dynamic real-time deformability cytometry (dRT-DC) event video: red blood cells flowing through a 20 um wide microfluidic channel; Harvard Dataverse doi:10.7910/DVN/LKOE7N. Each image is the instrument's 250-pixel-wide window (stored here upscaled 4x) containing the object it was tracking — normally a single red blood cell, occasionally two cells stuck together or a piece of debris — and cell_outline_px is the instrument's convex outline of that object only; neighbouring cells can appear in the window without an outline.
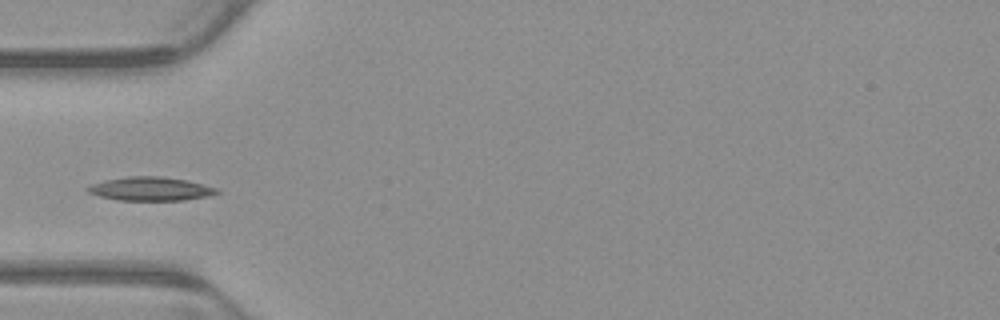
{"species": "common noctule bat (a hibernating species)", "species_latin": "Nyctalus noctula", "temperature_condition": "warm", "stored_images_in_passage": 4, "camera_frame_rate_fps": 3000, "um_per_image_px": 0.085, "animal": {"sex": "male", "body_mass_g": 23.1, "forearm_length_mm": 52.7}, "frame": {"image": 1, "passage_image": 4, "time_ms": 1.0, "image_size_px": [1000, 320], "cell_outline_px": [[220, 192], [208, 196], [184, 200], [120, 200], [100, 196], [88, 192], [84, 188], [92, 184], [104, 180], [128, 176], [164, 176], [188, 180], [216, 188]], "centroid_in_image_um": [12.79, 16.04], "position_along_channel_um": 72.2, "area_um2": 17.8}}